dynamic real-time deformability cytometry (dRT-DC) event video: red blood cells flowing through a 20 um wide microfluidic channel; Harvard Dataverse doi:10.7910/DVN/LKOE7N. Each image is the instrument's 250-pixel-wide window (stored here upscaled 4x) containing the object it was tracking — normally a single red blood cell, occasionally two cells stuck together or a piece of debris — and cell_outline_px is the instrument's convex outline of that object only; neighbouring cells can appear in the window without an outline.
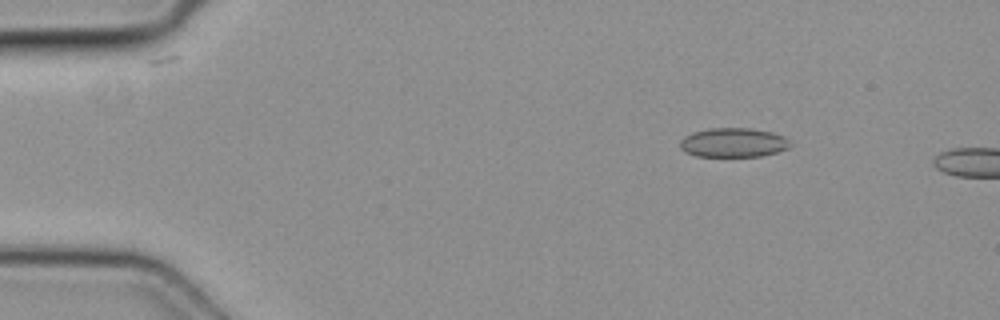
{"species": "common noctule bat (a hibernating species)", "species_latin": "Nyctalus noctula", "temperature_condition": "cold", "stored_images_in_passage": 4, "camera_frame_rate_fps": 3000, "um_per_image_px": 0.085, "animal": {"sex": "female", "body_mass_g": 19.3, "forearm_length_mm": 54.1}, "frame": {"image": 1, "passage_image": 3, "time_ms": 0.667, "image_size_px": [1000, 320], "cell_outline_px": [[792, 144], [788, 148], [776, 152], [760, 156], [696, 156], [680, 148], [680, 140], [684, 136], [692, 132], [708, 128], [752, 128], [772, 132], [784, 136]], "centroid_in_image_um": [62.33, 12.1], "position_along_channel_um": 22.7, "area_um2": 18.79}}